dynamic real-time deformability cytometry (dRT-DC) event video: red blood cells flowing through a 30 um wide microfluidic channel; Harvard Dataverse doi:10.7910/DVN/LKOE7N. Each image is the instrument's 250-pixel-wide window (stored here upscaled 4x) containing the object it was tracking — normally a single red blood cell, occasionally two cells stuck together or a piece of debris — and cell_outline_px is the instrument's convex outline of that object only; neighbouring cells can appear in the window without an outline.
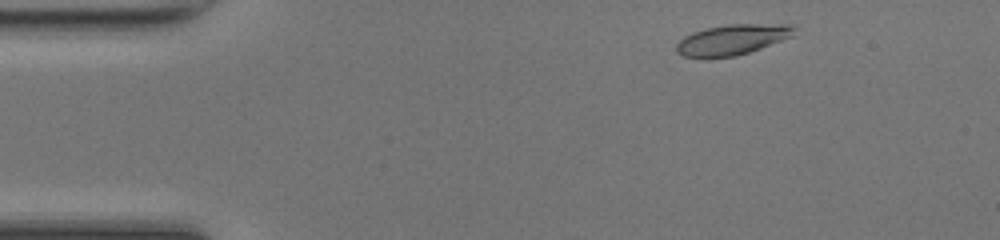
{"species": "common noctule bat (a hibernating species)", "species_latin": "Nyctalus noctula", "temperature_condition": "room temperature", "stored_images_in_passage": 44, "camera_frame_rate_fps": 3000, "um_per_image_px": 0.085, "animal": {"sex": "female", "body_mass_g": 17.0, "forearm_length_mm": 48.0}, "frame": {"image": 1, "passage_image": 2, "time_ms": 0.333, "image_size_px": [1000, 240], "cell_outline_px": [[792, 36], [760, 48], [736, 56], [684, 56], [676, 52], [676, 44], [684, 36], [692, 32], [708, 28], [728, 24], [792, 24]], "centroid_in_image_um": [62.21, 3.35], "position_along_channel_um": 22.8, "area_um2": 20.29}}
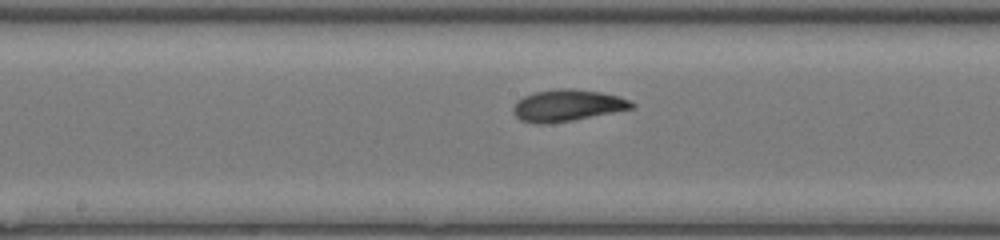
{"frame": {"image": 2, "passage_image": 20, "time_ms": 6.333, "image_size_px": [1000, 240], "cell_outline_px": [[636, 108], [572, 120], [548, 124], [536, 124], [520, 120], [512, 112], [512, 108], [516, 100], [524, 96], [536, 92], [560, 88], [572, 88], [600, 92], [616, 96], [628, 100], [636, 104]], "centroid_in_image_um": [48.19, 8.97], "position_along_channel_um": 200.0, "area_um2": 21.91}}
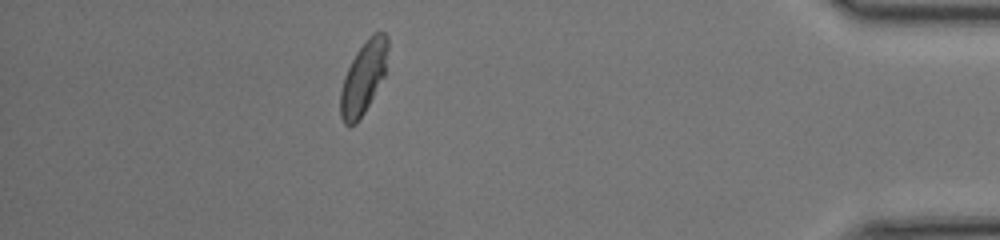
{"frame": {"image": 3, "passage_image": 38, "time_ms": 12.333, "image_size_px": [1000, 240], "cell_outline_px": [[388, 48], [384, 76], [364, 112], [356, 124], [348, 128], [344, 124], [340, 116], [340, 92], [344, 76], [356, 52], [368, 36], [372, 32], [384, 32], [388, 36]], "centroid_in_image_um": [30.88, 6.6], "position_along_channel_um": 404.3, "area_um2": 20.06}, "authors_computed_cell_mechanics": {"area_um2": 20.8369, "velocity_mm_per_s": 4.267, "shape_relaxation_time_tau1_ms": 4.2232, "shape_relaxation_time_tau2_ms": 1.2809, "deformation_change_tau1": 0.185, "deformation_change_tau2": 0.0738}}